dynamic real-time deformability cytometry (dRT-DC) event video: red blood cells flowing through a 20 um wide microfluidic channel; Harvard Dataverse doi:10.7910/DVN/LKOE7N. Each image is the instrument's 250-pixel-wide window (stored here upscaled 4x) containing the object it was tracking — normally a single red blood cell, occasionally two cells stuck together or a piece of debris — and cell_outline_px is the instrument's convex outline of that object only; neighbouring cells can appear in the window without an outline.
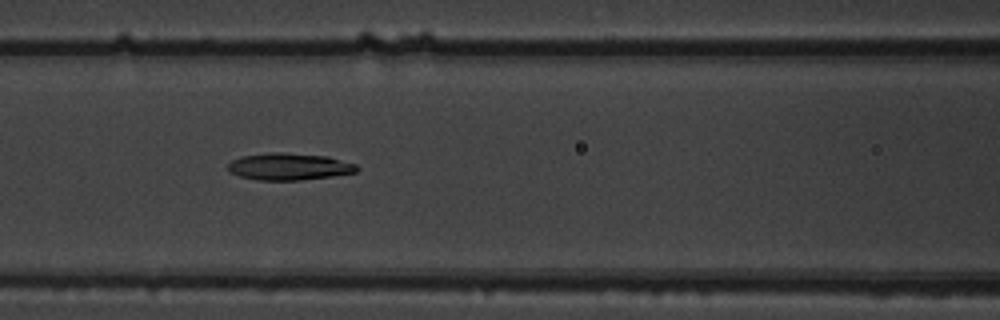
{"species": "common noctule bat (a hibernating species)", "species_latin": "Nyctalus noctula", "temperature_condition": "warm", "stored_images_in_passage": 6, "camera_frame_rate_fps": 3000, "um_per_image_px": 0.085, "animal": {"sex": "male", "body_mass_g": 19.5, "forearm_length_mm": 54.6}, "frame": {"image": 1, "passage_image": 3, "time_ms": 0.667, "image_size_px": [1000, 320], "cell_outline_px": [[360, 168], [356, 172], [332, 176], [300, 180], [260, 180], [240, 176], [228, 172], [228, 164], [232, 160], [240, 156], [272, 152], [284, 152], [328, 156], [356, 164]], "centroid_in_image_um": [24.57, 14.15], "position_along_channel_um": 142.0, "area_um2": 20.35}}
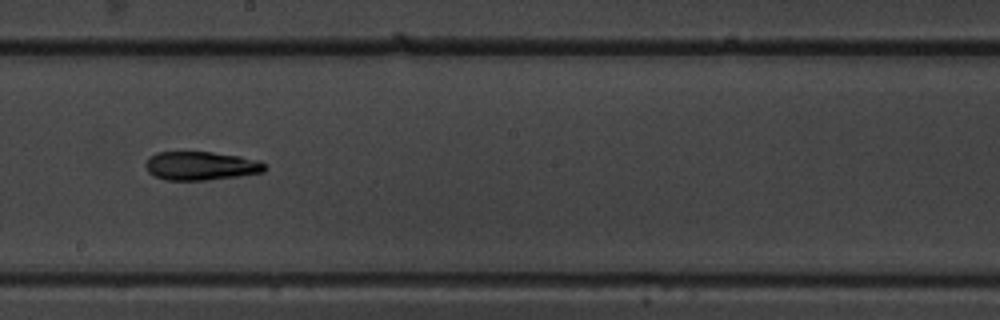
{"frame": {"image": 2, "passage_image": 5, "time_ms": 1.333, "image_size_px": [1000, 320], "cell_outline_px": [[268, 168], [264, 172], [240, 176], [204, 180], [164, 180], [148, 172], [144, 164], [148, 156], [156, 152], [212, 152], [240, 156], [260, 160]], "centroid_in_image_um": [17.08, 14.09], "position_along_channel_um": 231.1, "area_um2": 20.11}}
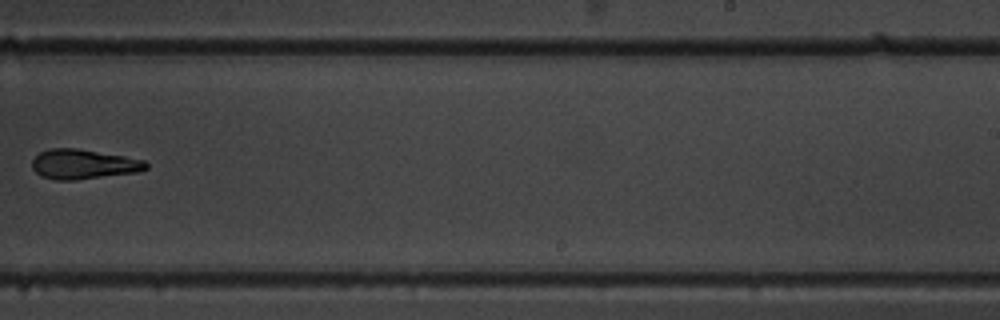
{"frame": {"image": 3, "passage_image": 6, "time_ms": 1.667, "image_size_px": [1000, 320], "cell_outline_px": [[148, 168], [140, 172], [76, 180], [56, 180], [40, 176], [32, 168], [32, 160], [40, 152], [48, 148], [76, 148], [124, 156], [144, 160], [148, 164]], "centroid_in_image_um": [7.09, 13.96], "position_along_channel_um": 281.9, "area_um2": 19.88}}